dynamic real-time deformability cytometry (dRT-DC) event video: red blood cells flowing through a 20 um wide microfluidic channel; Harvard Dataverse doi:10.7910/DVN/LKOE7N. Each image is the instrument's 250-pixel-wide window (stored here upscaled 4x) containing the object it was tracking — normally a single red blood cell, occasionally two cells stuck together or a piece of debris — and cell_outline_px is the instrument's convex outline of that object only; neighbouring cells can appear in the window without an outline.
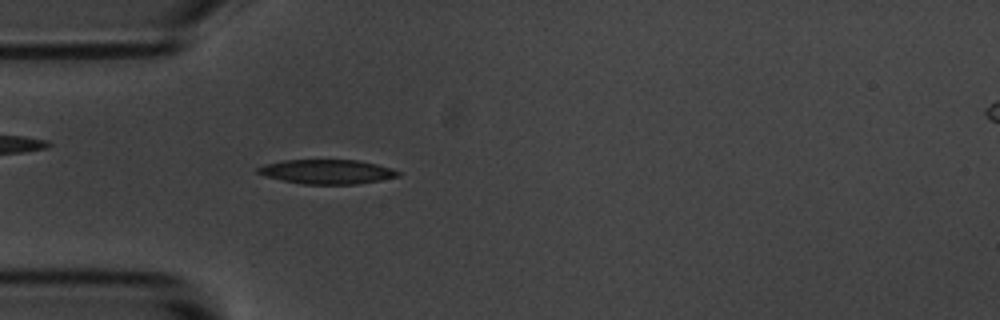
{"species": "common noctule bat (a hibernating species)", "species_latin": "Nyctalus noctula", "temperature_condition": "room temperature", "stored_images_in_passage": 1, "camera_frame_rate_fps": 3000, "um_per_image_px": 0.085, "animal": {"sex": "male", "body_mass_g": 20.1, "forearm_length_mm": 53.5}, "frame": {"image": 1, "passage_image": 1, "time_ms": 0.0, "image_size_px": [1000, 320], "cell_outline_px": [[400, 176], [380, 180], [356, 184], [304, 184], [264, 176], [256, 172], [256, 168], [264, 164], [284, 160], [356, 160], [376, 164], [392, 168], [400, 172]], "centroid_in_image_um": [27.78, 14.59], "position_along_channel_um": 57.2, "area_um2": 19.83}}